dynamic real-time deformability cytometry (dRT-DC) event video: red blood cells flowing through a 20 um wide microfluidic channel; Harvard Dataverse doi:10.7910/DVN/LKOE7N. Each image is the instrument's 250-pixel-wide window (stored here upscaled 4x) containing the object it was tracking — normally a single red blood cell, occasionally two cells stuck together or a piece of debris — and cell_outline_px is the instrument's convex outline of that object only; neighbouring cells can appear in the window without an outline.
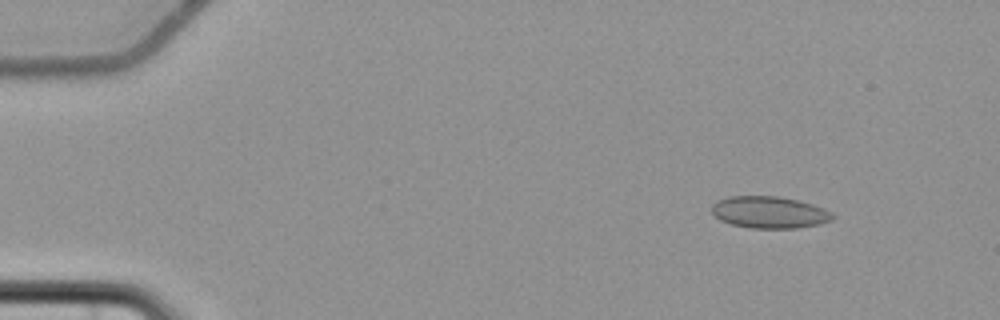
{"species": "common noctule bat (a hibernating species)", "species_latin": "Nyctalus noctula", "temperature_condition": "cold", "stored_images_in_passage": 6, "camera_frame_rate_fps": 3000, "um_per_image_px": 0.085, "animal": {"sex": "female", "body_mass_g": 22.7, "forearm_length_mm": 54.2}, "frame": {"image": 1, "passage_image": 3, "time_ms": 2.333, "image_size_px": [1000, 320], "cell_outline_px": [[836, 216], [832, 220], [820, 224], [796, 228], [748, 228], [732, 224], [720, 220], [712, 212], [712, 204], [716, 200], [728, 196], [780, 196], [812, 204], [824, 208], [832, 212]], "centroid_in_image_um": [65.4, 18.04], "position_along_channel_um": 19.6, "area_um2": 22.6}}
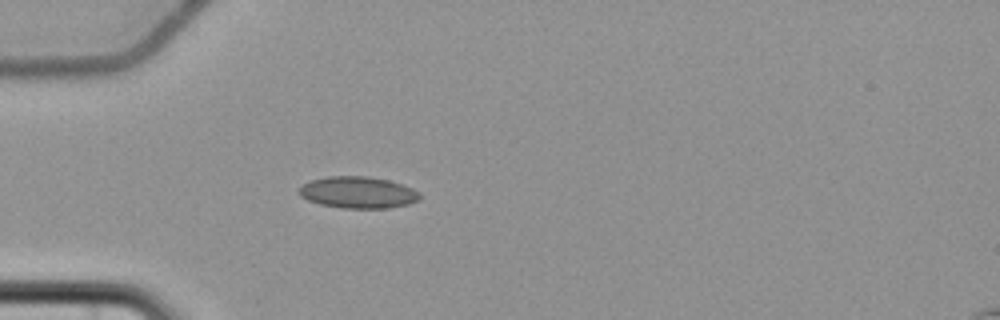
{"frame": {"image": 2, "passage_image": 6, "time_ms": 6.0, "image_size_px": [1000, 320], "cell_outline_px": [[420, 196], [416, 200], [408, 204], [388, 208], [344, 208], [320, 204], [308, 200], [300, 196], [300, 188], [304, 184], [312, 180], [328, 176], [368, 176], [388, 180], [404, 184], [420, 192]], "centroid_in_image_um": [30.45, 16.35], "position_along_channel_um": 54.6, "area_um2": 22.14}}